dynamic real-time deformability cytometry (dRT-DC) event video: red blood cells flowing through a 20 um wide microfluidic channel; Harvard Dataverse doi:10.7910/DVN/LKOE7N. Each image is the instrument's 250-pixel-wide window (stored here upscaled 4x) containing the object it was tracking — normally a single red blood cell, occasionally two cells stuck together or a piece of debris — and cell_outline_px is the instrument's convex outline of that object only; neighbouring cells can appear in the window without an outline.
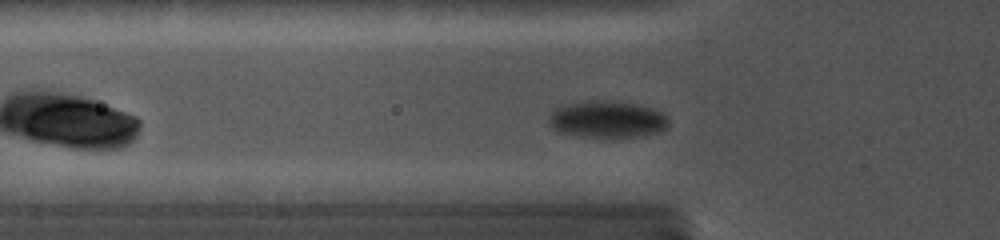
{"species": "common noctule bat (a hibernating species)", "species_latin": "Nyctalus noctula", "temperature_condition": "cold", "stored_images_in_passage": 25, "camera_frame_rate_fps": 5000, "um_per_image_px": 0.085, "animal": {"sex": "female", "body_mass_g": 19.0, "forearm_length_mm": 56.7}, "frame": {"image": 1, "passage_image": 5, "time_ms": 2.2, "image_size_px": [1000, 240], "cell_outline_px": [[668, 128], [660, 132], [644, 136], [584, 136], [556, 132], [548, 124], [548, 120], [552, 112], [560, 108], [572, 104], [632, 104], [652, 108], [668, 116]], "centroid_in_image_um": [51.68, 10.22], "position_along_channel_um": 74.1, "area_um2": 24.22}}
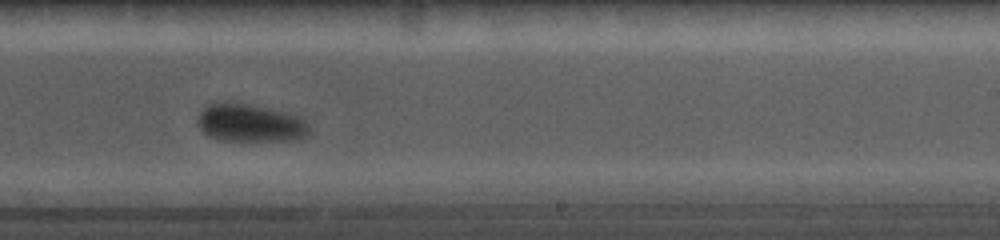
{"frame": {"image": 2, "passage_image": 14, "time_ms": 7.4, "image_size_px": [1000, 240], "cell_outline_px": [[308, 132], [304, 136], [296, 140], [220, 140], [208, 136], [196, 124], [196, 120], [200, 112], [204, 108], [212, 104], [248, 104], [300, 116], [308, 124]], "centroid_in_image_um": [21.25, 10.48], "position_along_channel_um": 267.8, "area_um2": 23.99}}
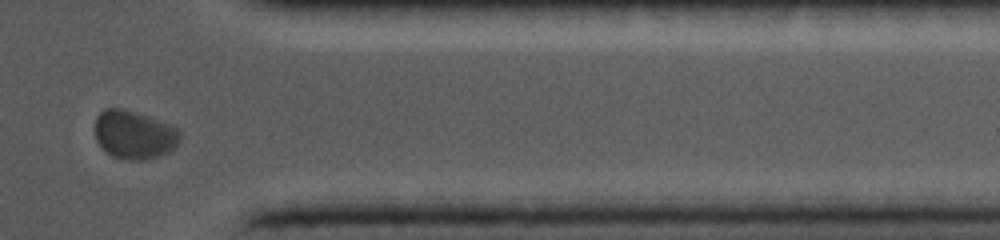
{"frame": {"image": 3, "passage_image": 21, "time_ms": 11.0, "image_size_px": [1000, 240], "cell_outline_px": [[180, 140], [168, 152], [144, 160], [124, 160], [112, 156], [96, 140], [96, 116], [104, 108], [120, 108], [148, 116], [168, 124], [176, 128], [180, 132]], "centroid_in_image_um": [11.39, 11.45], "position_along_channel_um": 400.0, "area_um2": 23.64}}